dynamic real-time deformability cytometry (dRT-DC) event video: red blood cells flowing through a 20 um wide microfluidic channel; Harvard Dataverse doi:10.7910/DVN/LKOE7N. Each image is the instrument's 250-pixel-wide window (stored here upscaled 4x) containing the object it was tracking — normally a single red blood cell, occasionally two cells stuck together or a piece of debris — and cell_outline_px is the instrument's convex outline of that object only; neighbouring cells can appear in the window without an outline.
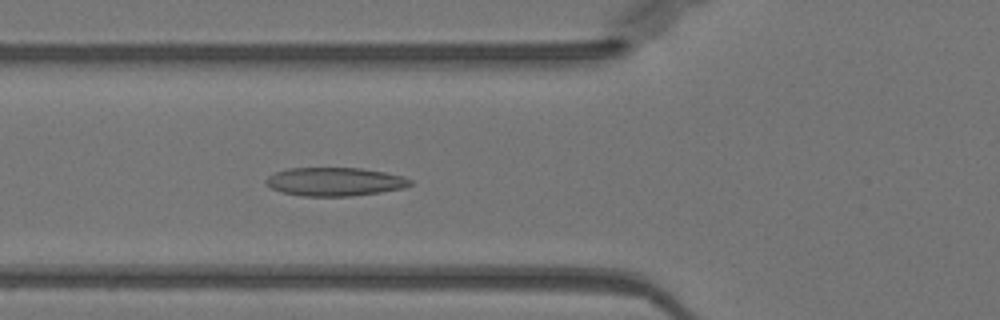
{"species": "Egyptian fruit bat (a non-hibernating species)", "species_latin": "Rousettus aegyptiacus", "temperature_condition": "warm", "stored_images_in_passage": 44, "camera_frame_rate_fps": 3000, "um_per_image_px": 0.085, "animal": {"sex": "female"}, "frame": {"image": 1, "passage_image": 18, "time_ms": 5.667, "image_size_px": [1000, 320], "cell_outline_px": [[412, 184], [404, 188], [380, 192], [352, 196], [300, 196], [280, 192], [264, 184], [264, 180], [268, 176], [276, 172], [288, 168], [360, 168], [384, 172], [404, 176], [412, 180]], "centroid_in_image_um": [28.43, 15.45], "position_along_channel_um": 97.4, "area_um2": 24.1}}
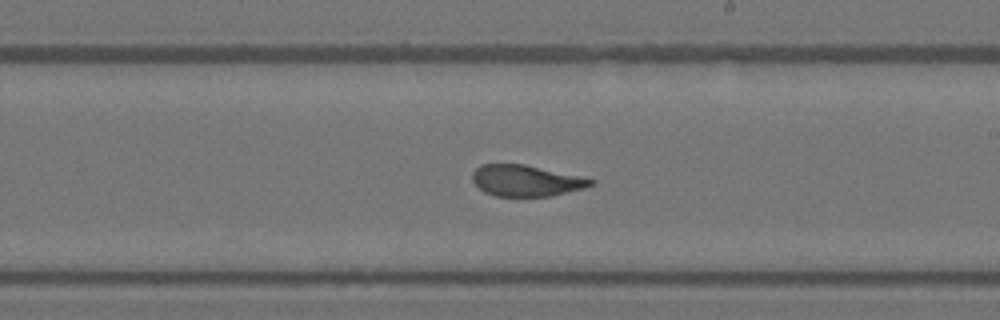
{"frame": {"image": 2, "passage_image": 29, "time_ms": 9.333, "image_size_px": [1000, 320], "cell_outline_px": [[596, 184], [584, 188], [552, 196], [496, 196], [484, 192], [472, 180], [472, 172], [480, 164], [524, 164], [580, 176], [596, 180]], "centroid_in_image_um": [44.73, 15.35], "position_along_channel_um": 244.3, "area_um2": 21.56}}
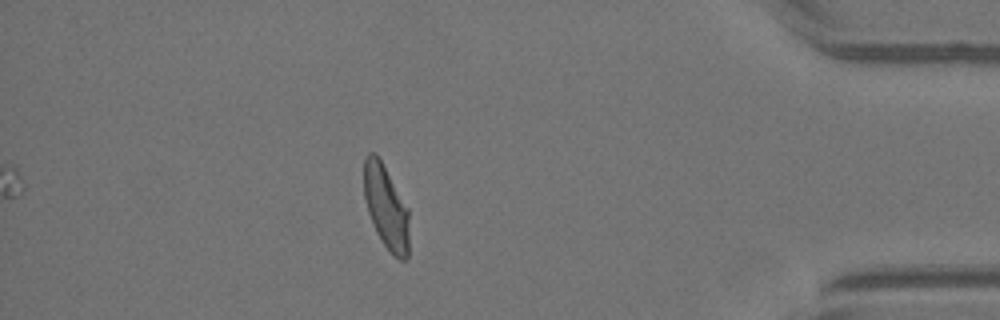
{"frame": {"image": 3, "passage_image": 44, "time_ms": 14.333, "image_size_px": [1000, 320], "cell_outline_px": [[408, 256], [404, 260], [400, 260], [384, 244], [376, 232], [368, 212], [364, 196], [364, 156], [368, 152], [376, 152], [408, 208]], "centroid_in_image_um": [32.79, 17.56], "position_along_channel_um": 402.4, "area_um2": 21.73}, "authors_computed_cell_mechanics": {"area_um2": 23.1489, "velocity_mm_per_s": 3.9864, "shape_relaxation_time_tau1_ms": 7.0767, "shape_relaxation_time_tau2_ms": 1.0677, "deformation_change_tau1": 0.2236, "deformation_change_tau2": 0.0729}}